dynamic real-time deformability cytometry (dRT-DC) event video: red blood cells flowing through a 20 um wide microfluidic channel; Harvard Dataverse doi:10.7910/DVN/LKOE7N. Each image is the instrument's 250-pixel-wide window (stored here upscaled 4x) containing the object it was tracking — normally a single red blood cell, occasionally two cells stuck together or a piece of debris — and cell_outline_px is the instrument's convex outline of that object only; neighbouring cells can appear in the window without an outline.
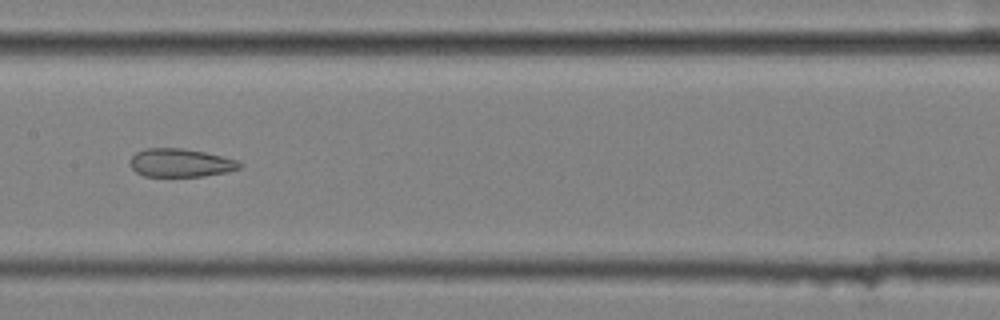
{"species": "common noctule bat (a hibernating species)", "species_latin": "Nyctalus noctula", "temperature_condition": "cold", "stored_images_in_passage": 10, "camera_frame_rate_fps": 3000, "um_per_image_px": 0.085, "animal": {"sex": "female", "body_mass_g": 25.1}, "frame": {"image": 1, "passage_image": 4, "time_ms": 1.0, "image_size_px": [1000, 320], "cell_outline_px": [[244, 164], [240, 168], [224, 172], [204, 176], [144, 176], [136, 172], [128, 164], [128, 160], [136, 152], [144, 148], [184, 148], [204, 152], [236, 160]], "centroid_in_image_um": [15.29, 13.83], "position_along_channel_um": 192.1, "area_um2": 18.09}}
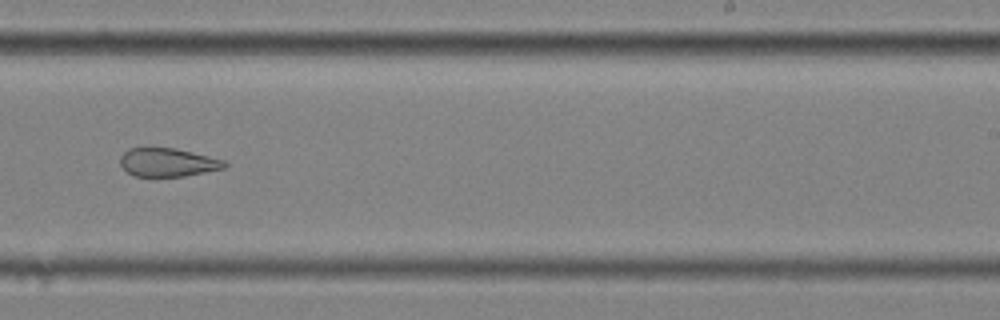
{"frame": {"image": 2, "passage_image": 6, "time_ms": 1.667, "image_size_px": [1000, 320], "cell_outline_px": [[228, 164], [224, 168], [184, 176], [136, 176], [128, 172], [120, 164], [120, 156], [128, 148], [176, 148], [224, 160]], "centroid_in_image_um": [14.25, 13.79], "position_along_channel_um": 274.8, "area_um2": 17.11}}
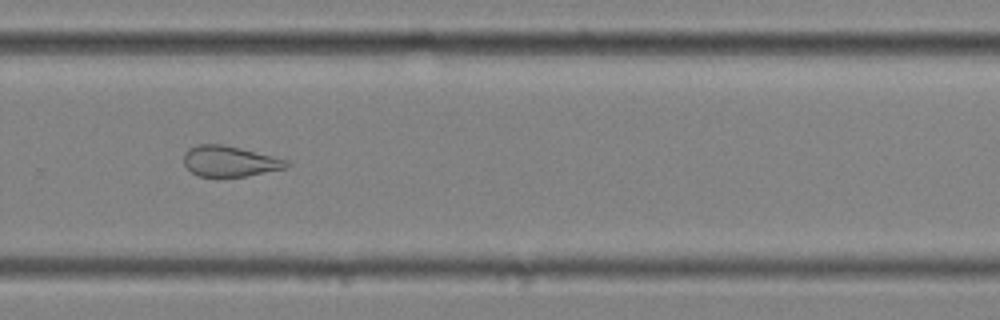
{"frame": {"image": 3, "passage_image": 7, "time_ms": 2.0, "image_size_px": [1000, 320], "cell_outline_px": [[292, 164], [288, 168], [244, 176], [200, 176], [192, 172], [184, 164], [184, 152], [188, 148], [200, 144], [220, 144], [240, 148], [288, 160]], "centroid_in_image_um": [19.54, 13.7], "position_along_channel_um": 310.3, "area_um2": 18.21}}